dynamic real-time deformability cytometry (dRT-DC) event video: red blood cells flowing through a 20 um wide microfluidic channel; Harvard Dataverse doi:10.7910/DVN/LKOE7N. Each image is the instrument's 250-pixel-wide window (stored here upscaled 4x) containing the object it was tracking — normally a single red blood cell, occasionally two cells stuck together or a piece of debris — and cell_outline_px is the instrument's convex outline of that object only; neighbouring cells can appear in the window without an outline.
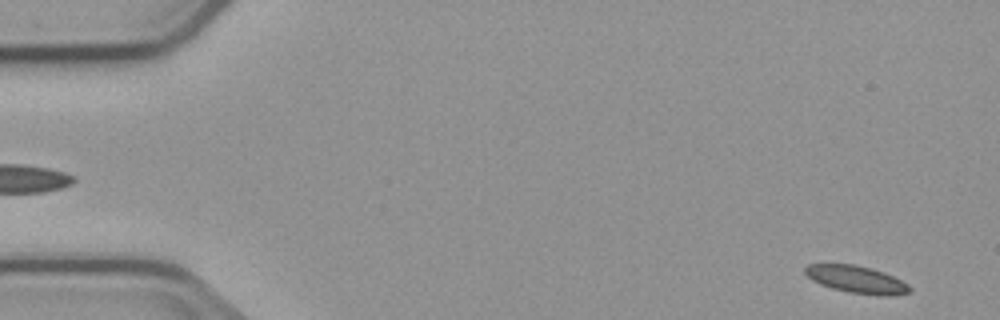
{"species": "common noctule bat (a hibernating species)", "species_latin": "Nyctalus noctula", "temperature_condition": "cold", "stored_images_in_passage": 4, "segment_of_instrument_passage": [2, 2], "camera_frame_rate_fps": 3000, "um_per_image_px": 0.085, "animal": {"sex": "male", "body_mass_g": 23.1, "forearm_length_mm": 52.7}, "frame": {"image": 1, "passage_image": 4, "time_ms": 4.333, "image_size_px": [1000, 320], "cell_outline_px": [[912, 292], [888, 296], [876, 296], [848, 292], [832, 288], [820, 284], [812, 280], [804, 272], [804, 268], [808, 264], [852, 264], [872, 268], [884, 272], [908, 284], [912, 288]], "centroid_in_image_um": [72.82, 23.76], "position_along_channel_um": 12.2, "area_um2": 16.76}}